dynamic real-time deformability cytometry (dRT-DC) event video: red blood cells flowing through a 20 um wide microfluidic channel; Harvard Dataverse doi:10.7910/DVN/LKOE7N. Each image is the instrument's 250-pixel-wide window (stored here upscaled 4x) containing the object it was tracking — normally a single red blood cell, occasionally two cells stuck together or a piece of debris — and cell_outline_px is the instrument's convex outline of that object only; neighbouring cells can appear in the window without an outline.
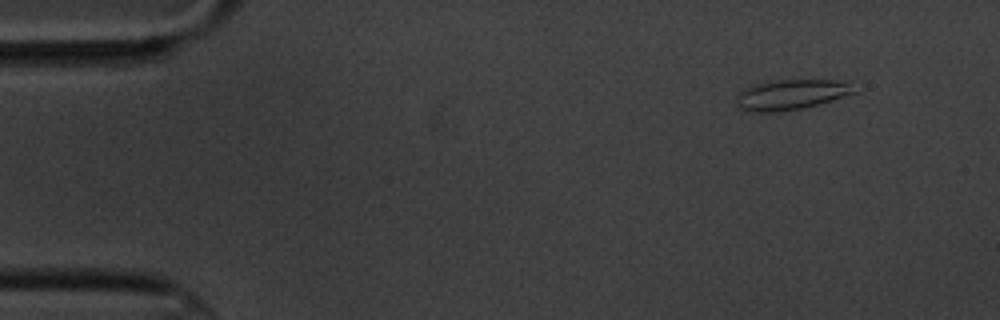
{"species": "common noctule bat (a hibernating species)", "species_latin": "Nyctalus noctula", "temperature_condition": "cold", "stored_images_in_passage": 5, "camera_frame_rate_fps": 3000, "um_per_image_px": 0.085, "animal": {"sex": "male", "body_mass_g": 20.1, "forearm_length_mm": 53.5}, "frame": {"image": 1, "passage_image": 2, "time_ms": 1.333, "image_size_px": [1000, 320], "cell_outline_px": [[856, 92], [832, 100], [804, 108], [780, 112], [748, 112], [740, 108], [736, 104], [736, 96], [744, 88], [752, 84], [764, 80], [832, 80], [848, 84]], "centroid_in_image_um": [67.12, 8.05], "position_along_channel_um": 17.9, "area_um2": 20.81}}